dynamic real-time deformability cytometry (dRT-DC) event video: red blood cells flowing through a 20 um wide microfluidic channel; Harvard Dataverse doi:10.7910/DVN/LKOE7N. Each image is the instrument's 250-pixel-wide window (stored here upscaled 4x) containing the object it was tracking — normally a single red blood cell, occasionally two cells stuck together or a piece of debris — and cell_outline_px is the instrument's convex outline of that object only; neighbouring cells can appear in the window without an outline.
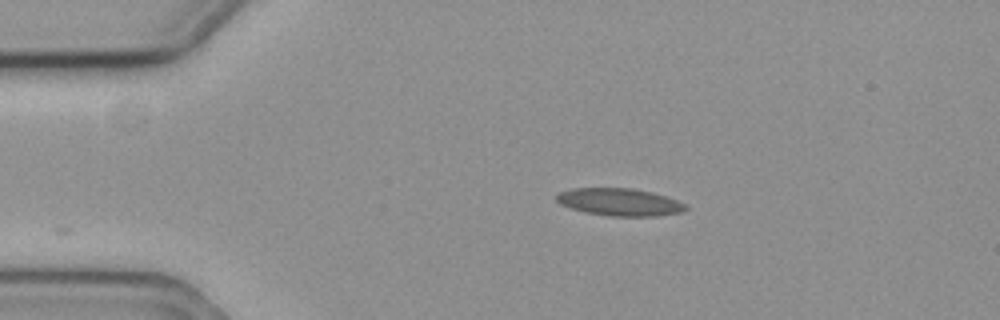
{"species": "common noctule bat (a hibernating species)", "species_latin": "Nyctalus noctula", "temperature_condition": "cold", "stored_images_in_passage": 31, "camera_frame_rate_fps": 3000, "um_per_image_px": 0.085, "animal": {"sex": "female", "body_mass_g": 19.3, "forearm_length_mm": 54.1}, "frame": {"image": 1, "passage_image": 1, "time_ms": 0.0, "image_size_px": [1000, 320], "cell_outline_px": [[688, 208], [680, 212], [656, 216], [608, 216], [584, 212], [568, 208], [560, 204], [556, 200], [556, 196], [560, 192], [572, 188], [632, 188], [652, 192], [676, 200], [684, 204]], "centroid_in_image_um": [52.61, 17.18], "position_along_channel_um": 32.4, "area_um2": 20.63}}
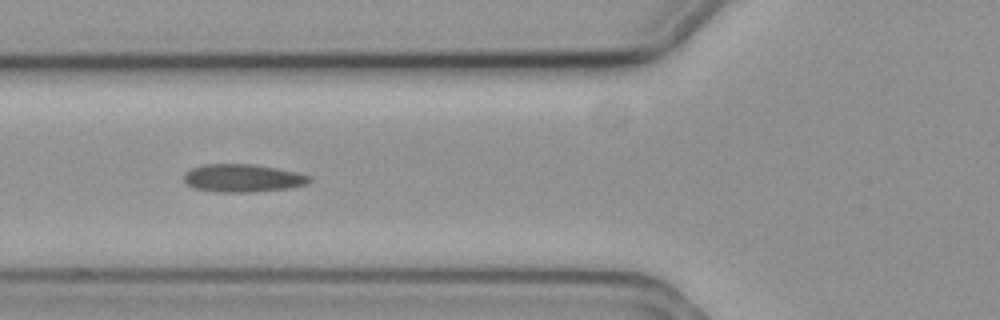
{"frame": {"image": 2, "passage_image": 11, "time_ms": 3.333, "image_size_px": [1000, 320], "cell_outline_px": [[312, 180], [308, 184], [288, 188], [248, 192], [216, 192], [192, 188], [184, 180], [184, 172], [192, 168], [204, 164], [256, 164], [296, 172], [312, 176]], "centroid_in_image_um": [20.63, 15.13], "position_along_channel_um": 105.2, "area_um2": 20.52}}
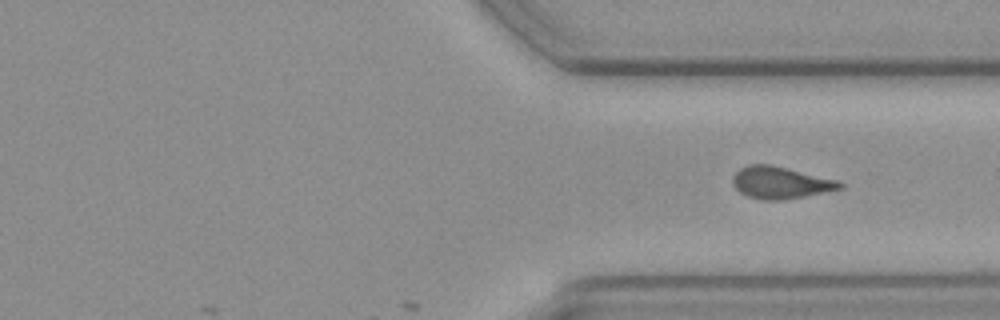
{"frame": {"image": 3, "passage_image": 31, "time_ms": 10.0, "image_size_px": [1000, 320], "cell_outline_px": [[844, 188], [784, 200], [760, 200], [748, 196], [740, 192], [732, 184], [732, 176], [740, 168], [748, 164], [772, 164], [836, 180], [844, 184]], "centroid_in_image_um": [66.3, 15.52], "position_along_channel_um": 345.1, "area_um2": 20.0}}